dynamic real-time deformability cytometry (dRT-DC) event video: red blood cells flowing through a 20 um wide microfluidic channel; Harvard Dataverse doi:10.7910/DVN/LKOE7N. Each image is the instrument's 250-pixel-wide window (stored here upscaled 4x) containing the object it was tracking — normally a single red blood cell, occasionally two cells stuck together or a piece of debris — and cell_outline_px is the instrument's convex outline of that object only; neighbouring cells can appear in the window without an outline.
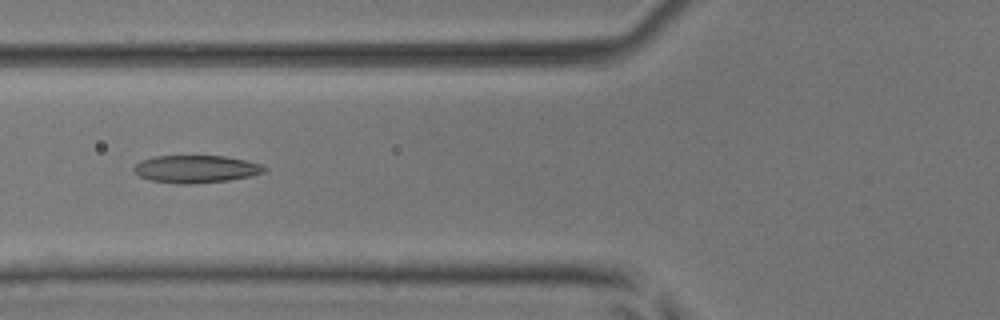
{"species": "common noctule bat (a hibernating species)", "species_latin": "Nyctalus noctula", "temperature_condition": "room temperature", "stored_images_in_passage": 50, "camera_frame_rate_fps": 3000, "um_per_image_px": 0.085, "animal": {"sex": "male", "body_mass_g": 17.9, "forearm_length_mm": 54.2}, "frame": {"image": 1, "passage_image": 19, "time_ms": 6.0, "image_size_px": [1000, 320], "cell_outline_px": [[268, 168], [264, 172], [252, 176], [228, 180], [192, 184], [176, 184], [148, 180], [132, 172], [132, 168], [140, 160], [152, 156], [224, 156], [244, 160], [260, 164]], "centroid_in_image_um": [16.6, 14.37], "position_along_channel_um": 109.2, "area_um2": 21.15}}
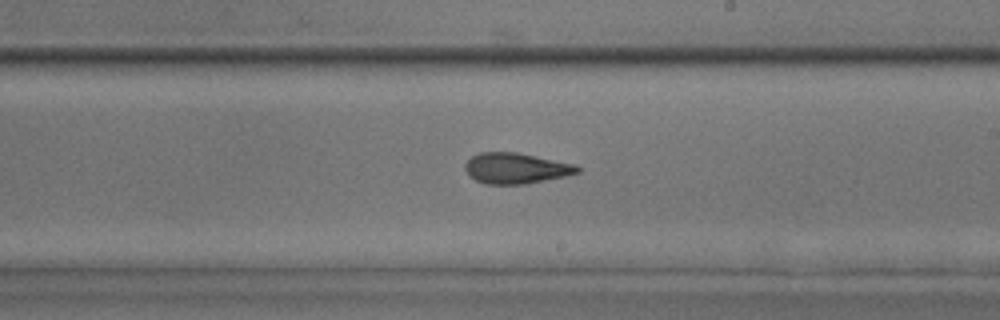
{"frame": {"image": 2, "passage_image": 29, "time_ms": 9.333, "image_size_px": [1000, 320], "cell_outline_px": [[580, 172], [564, 176], [524, 184], [484, 184], [468, 176], [464, 168], [464, 164], [472, 156], [480, 152], [516, 152], [576, 164], [580, 168]], "centroid_in_image_um": [43.82, 14.3], "position_along_channel_um": 245.2, "area_um2": 20.11}}
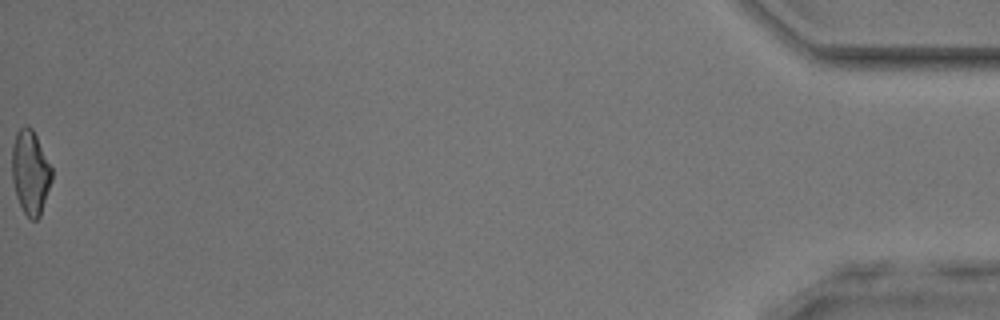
{"frame": {"image": 3, "passage_image": 50, "time_ms": 16.333, "image_size_px": [1000, 320], "cell_outline_px": [[52, 180], [40, 216], [36, 220], [32, 220], [24, 212], [16, 196], [12, 180], [12, 144], [16, 132], [24, 124], [28, 124], [32, 128], [52, 168]], "centroid_in_image_um": [2.57, 14.62], "position_along_channel_um": 432.6, "area_um2": 19.54}, "authors_computed_cell_mechanics": {"area_um2": 20.3745, "velocity_mm_per_s": 4.0898, "shape_relaxation_time_tau1_ms": 2.8158, "shape_relaxation_time_tau2_ms": 2.6833, "deformation_change_tau1": 0.1435, "deformation_change_tau2": 0.1296}}